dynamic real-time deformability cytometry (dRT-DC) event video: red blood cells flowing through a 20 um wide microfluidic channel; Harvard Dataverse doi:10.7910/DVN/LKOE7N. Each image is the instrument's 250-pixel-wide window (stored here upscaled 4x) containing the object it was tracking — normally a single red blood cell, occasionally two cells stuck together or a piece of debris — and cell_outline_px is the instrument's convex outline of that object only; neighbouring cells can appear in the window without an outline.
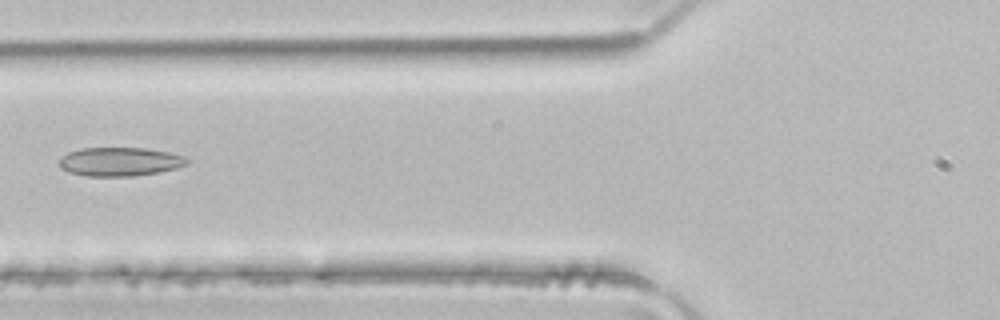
{"species": "common noctule bat (a hibernating species)", "species_latin": "Nyctalus noctula", "temperature_condition": "room temperature", "stored_images_in_passage": 2, "camera_frame_rate_fps": 3000, "um_per_image_px": 0.085, "animal": {"sex": "male", "body_mass_g": 21.5, "forearm_length_mm": 52.0}, "frame": {"image": 1, "passage_image": 2, "time_ms": 0.333, "image_size_px": [1000, 320], "cell_outline_px": [[188, 164], [176, 168], [156, 172], [132, 176], [88, 176], [68, 172], [60, 164], [60, 160], [68, 152], [80, 148], [144, 148], [168, 152], [184, 156], [188, 160]], "centroid_in_image_um": [10.2, 13.74], "position_along_channel_um": 115.6, "area_um2": 21.1}}